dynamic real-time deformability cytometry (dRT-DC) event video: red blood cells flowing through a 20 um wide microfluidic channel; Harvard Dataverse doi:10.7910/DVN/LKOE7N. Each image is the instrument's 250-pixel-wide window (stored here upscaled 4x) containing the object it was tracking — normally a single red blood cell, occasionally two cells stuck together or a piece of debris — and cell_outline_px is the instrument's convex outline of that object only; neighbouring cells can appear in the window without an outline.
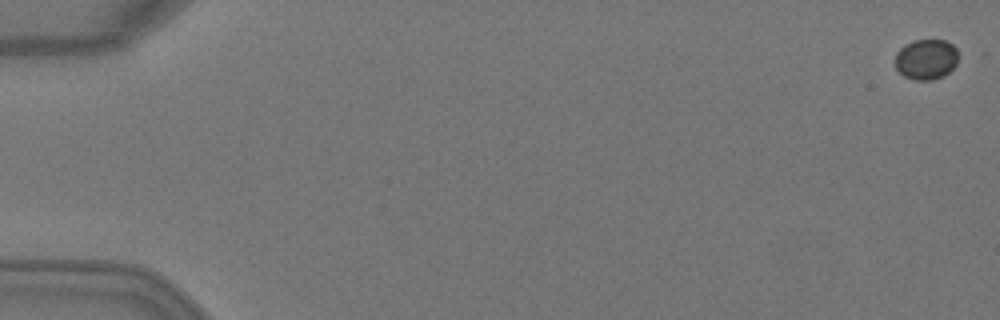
{"species": "Egyptian fruit bat (a non-hibernating species)", "species_latin": "Rousettus aegyptiacus", "temperature_condition": "warm", "stored_images_in_passage": 5, "camera_frame_rate_fps": 3000, "um_per_image_px": 0.085, "animal": {"sex": "female"}, "frame": {"image": 1, "passage_image": 1, "time_ms": 0.0, "image_size_px": [1000, 320], "cell_outline_px": [[956, 64], [948, 72], [932, 80], [916, 80], [904, 76], [896, 68], [896, 52], [904, 44], [912, 40], [944, 40], [952, 44], [956, 48]], "centroid_in_image_um": [78.69, 5.02], "position_along_channel_um": 6.3, "area_um2": 14.68}}
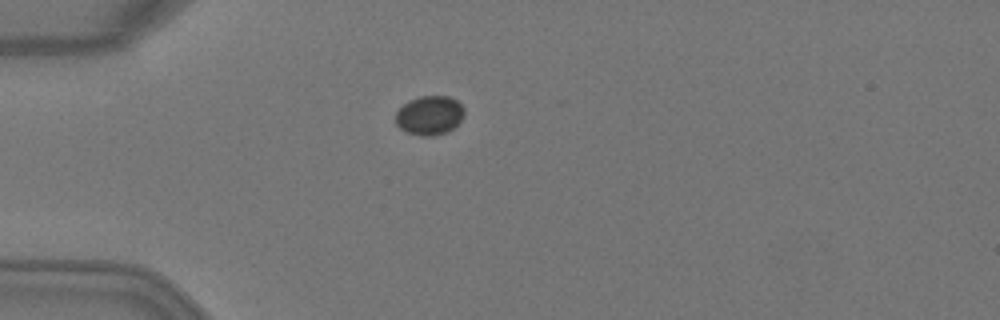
{"frame": {"image": 2, "passage_image": 5, "time_ms": 1.333, "image_size_px": [1000, 320], "cell_outline_px": [[464, 116], [448, 132], [432, 136], [420, 136], [408, 132], [400, 128], [396, 124], [396, 112], [408, 100], [420, 96], [448, 96], [456, 100], [464, 108]], "centroid_in_image_um": [36.5, 9.8], "position_along_channel_um": 48.5, "area_um2": 15.61}}